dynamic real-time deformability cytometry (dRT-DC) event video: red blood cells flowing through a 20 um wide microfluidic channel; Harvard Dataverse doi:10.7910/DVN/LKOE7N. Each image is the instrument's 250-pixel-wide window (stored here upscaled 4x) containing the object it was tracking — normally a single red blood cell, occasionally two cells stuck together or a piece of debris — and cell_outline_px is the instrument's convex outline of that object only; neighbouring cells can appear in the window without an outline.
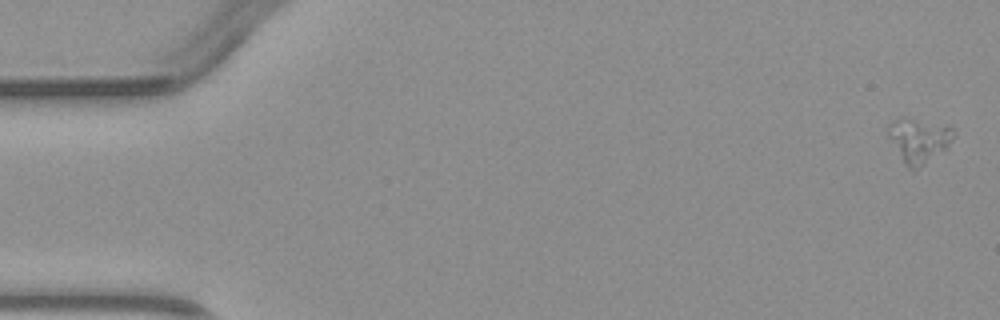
{"species": "common noctule bat (a hibernating species)", "species_latin": "Nyctalus noctula", "temperature_condition": "warm", "stored_images_in_passage": 4, "camera_frame_rate_fps": 3000, "um_per_image_px": 0.085, "animal": {"sex": "male", "body_mass_g": 23.1, "forearm_length_mm": 52.7}, "frame": {"image": 1, "passage_image": 1, "time_ms": 0.0, "image_size_px": [1000, 320], "cell_outline_px": [[956, 136], [944, 148], [924, 164], [912, 168], [908, 168], [904, 164], [888, 136], [888, 124], [900, 116], [904, 116], [948, 124], [956, 132]], "centroid_in_image_um": [78.1, 11.83], "position_along_channel_um": 6.9, "area_um2": 16.94}}
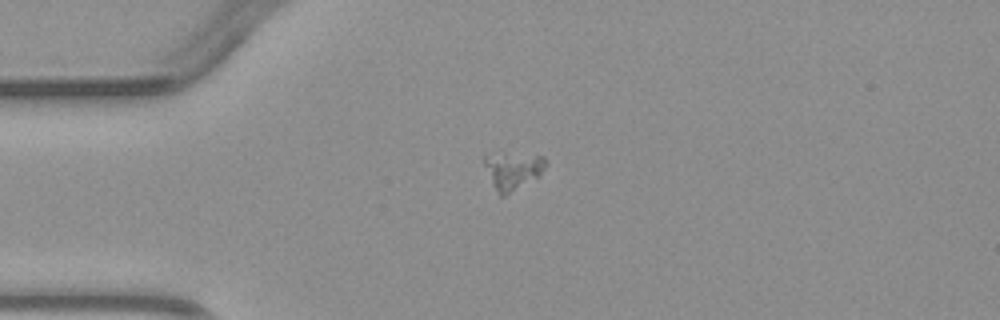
{"frame": {"image": 2, "passage_image": 4, "time_ms": 3.667, "image_size_px": [1000, 320], "cell_outline_px": [[548, 164], [536, 176], [504, 196], [500, 196], [492, 184], [484, 164], [484, 156], [544, 156]], "centroid_in_image_um": [43.57, 14.54], "position_along_channel_um": 41.4, "area_um2": 12.2}}